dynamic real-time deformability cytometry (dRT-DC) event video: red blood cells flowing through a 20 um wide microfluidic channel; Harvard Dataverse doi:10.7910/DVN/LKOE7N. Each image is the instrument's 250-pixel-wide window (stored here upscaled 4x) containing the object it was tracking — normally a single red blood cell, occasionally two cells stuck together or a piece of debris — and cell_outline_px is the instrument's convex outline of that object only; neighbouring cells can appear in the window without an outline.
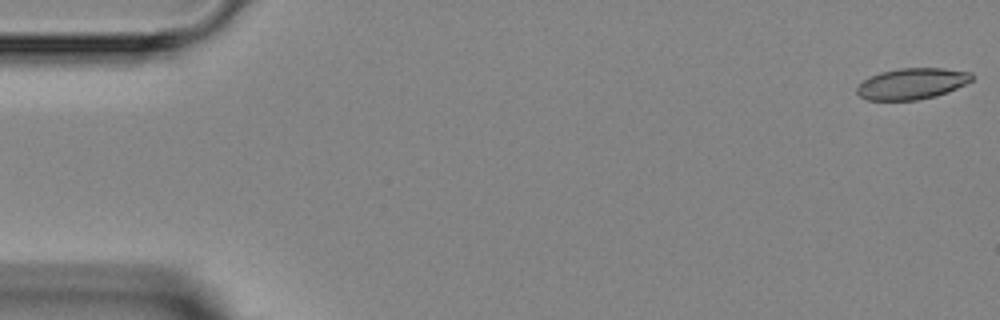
{"species": "Egyptian fruit bat (a non-hibernating species)", "species_latin": "Rousettus aegyptiacus", "temperature_condition": "room temperature", "stored_images_in_passage": 5, "camera_frame_rate_fps": 3000, "um_per_image_px": 0.085, "animal": {"sex": "female"}, "frame": {"image": 1, "passage_image": 1, "time_ms": 0.0, "image_size_px": [1000, 320], "cell_outline_px": [[976, 76], [972, 80], [948, 92], [936, 96], [916, 100], [868, 100], [860, 96], [856, 92], [856, 88], [868, 76], [880, 72], [900, 68], [944, 68], [972, 72]], "centroid_in_image_um": [77.53, 7.1], "position_along_channel_um": 7.5, "area_um2": 20.98}}
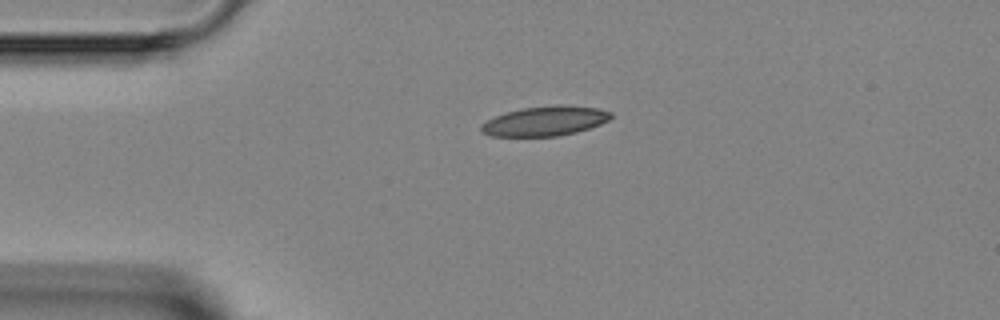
{"frame": {"image": 2, "passage_image": 4, "time_ms": 3.333, "image_size_px": [1000, 320], "cell_outline_px": [[612, 116], [608, 120], [600, 124], [576, 132], [556, 136], [492, 136], [484, 132], [480, 128], [480, 124], [496, 116], [508, 112], [524, 108], [556, 104], [560, 104], [596, 108], [612, 112]], "centroid_in_image_um": [46.34, 10.28], "position_along_channel_um": 38.7, "area_um2": 22.14}}